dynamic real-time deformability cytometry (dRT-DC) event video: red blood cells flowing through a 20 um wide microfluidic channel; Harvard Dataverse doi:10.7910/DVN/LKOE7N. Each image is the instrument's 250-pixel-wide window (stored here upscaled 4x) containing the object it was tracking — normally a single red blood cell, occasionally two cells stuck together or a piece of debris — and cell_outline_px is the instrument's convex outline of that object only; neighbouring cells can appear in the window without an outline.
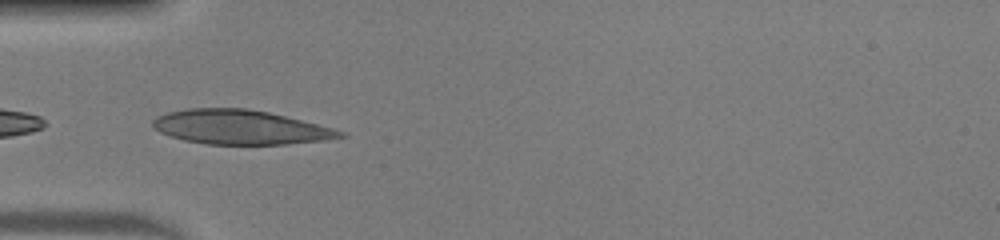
{"species": "human", "species_latin": "Homo sapiens", "temperature_condition": "warm", "stored_images_in_passage": 33, "camera_frame_rate_fps": 3000, "um_per_image_px": 0.085, "donor": {"sex": "male"}, "frame": {"image": 1, "passage_image": 1, "time_ms": 0.0, "image_size_px": [1000, 240], "cell_outline_px": [[348, 136], [324, 140], [284, 144], [204, 144], [184, 140], [160, 132], [152, 128], [152, 120], [156, 116], [168, 112], [184, 108], [248, 108], [268, 112], [348, 132]], "centroid_in_image_um": [20.39, 10.8], "position_along_channel_um": 64.6, "area_um2": 37.45}}
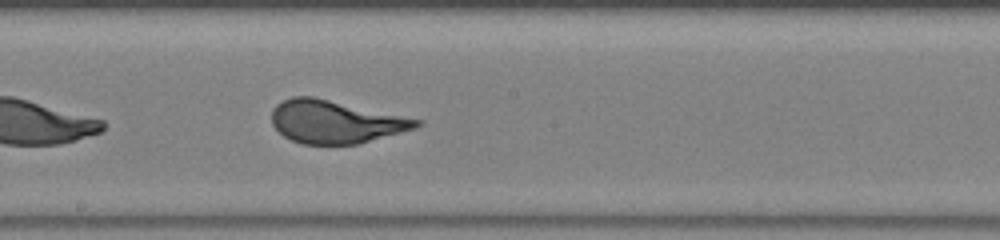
{"frame": {"image": 2, "passage_image": 12, "time_ms": 3.667, "image_size_px": [1000, 240], "cell_outline_px": [[424, 120], [416, 128], [356, 144], [304, 144], [292, 140], [284, 136], [272, 124], [272, 108], [276, 104], [292, 96], [312, 96]], "centroid_in_image_um": [28.5, 10.34], "position_along_channel_um": 219.7, "area_um2": 35.89}}
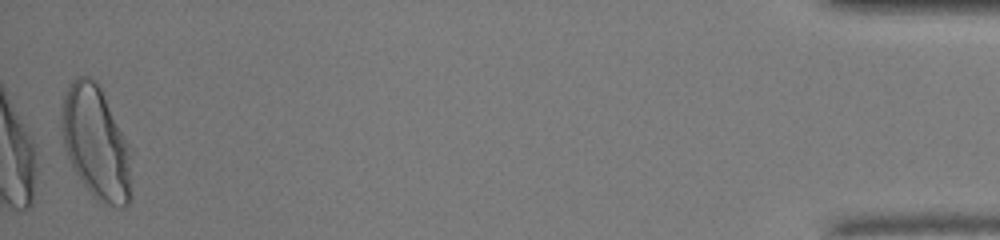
{"frame": {"image": 3, "passage_image": 33, "time_ms": 10.667, "image_size_px": [1000, 240], "cell_outline_px": [[132, 196], [128, 204], [124, 208], [120, 208], [104, 204], [92, 196], [80, 180], [64, 148], [60, 128], [60, 120], [64, 96], [68, 84], [76, 76], [88, 76], [96, 80], [132, 148]], "centroid_in_image_um": [8.2, 12.17], "position_along_channel_um": 427.0, "area_um2": 47.05}}